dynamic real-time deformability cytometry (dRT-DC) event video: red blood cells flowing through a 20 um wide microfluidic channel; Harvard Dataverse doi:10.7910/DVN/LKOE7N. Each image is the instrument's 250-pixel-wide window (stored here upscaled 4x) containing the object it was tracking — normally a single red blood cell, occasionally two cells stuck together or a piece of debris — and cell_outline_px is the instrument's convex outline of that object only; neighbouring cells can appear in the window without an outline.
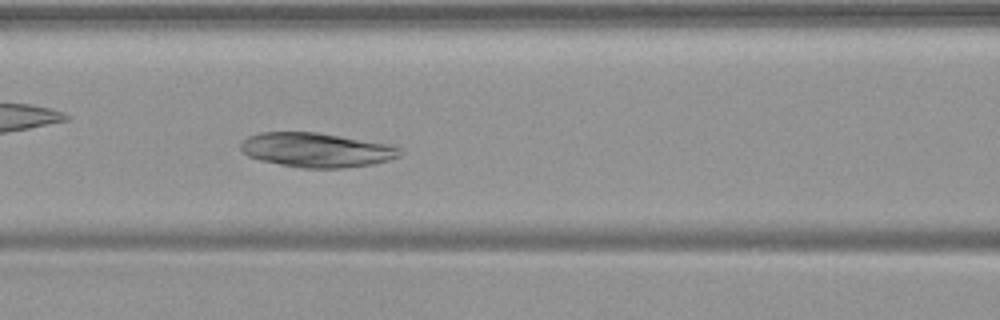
{"species": "common noctule bat (a hibernating species)", "species_latin": "Nyctalus noctula", "temperature_condition": "warm", "stored_images_in_passage": 29, "camera_frame_rate_fps": 3000, "um_per_image_px": 0.085, "animal": {"sex": "female", "body_mass_g": 19.9}, "frame": {"image": 1, "passage_image": 7, "time_ms": 2.0, "image_size_px": [1000, 320], "cell_outline_px": [[404, 152], [400, 156], [388, 160], [372, 164], [344, 168], [300, 168], [260, 160], [248, 156], [240, 148], [240, 140], [248, 136], [260, 132], [316, 132], [392, 144], [400, 148]], "centroid_in_image_um": [26.91, 12.74], "position_along_channel_um": 139.7, "area_um2": 32.19}}
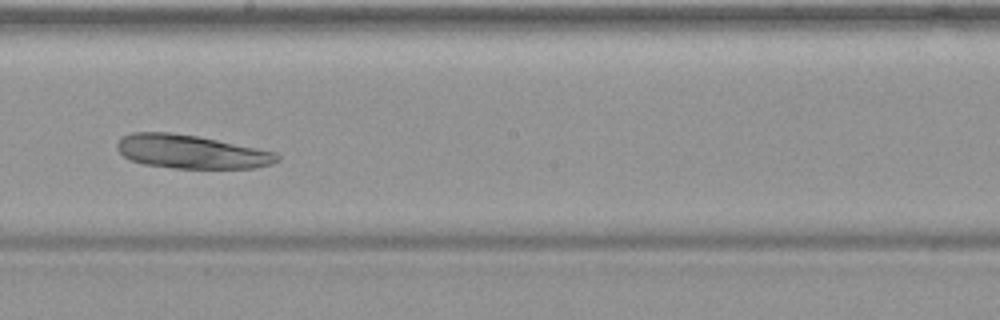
{"frame": {"image": 2, "passage_image": 14, "time_ms": 4.333, "image_size_px": [1000, 320], "cell_outline_px": [[280, 160], [272, 164], [256, 168], [172, 168], [144, 164], [132, 160], [124, 156], [116, 148], [116, 144], [124, 136], [132, 132], [168, 132], [196, 136], [276, 152], [280, 156]], "centroid_in_image_um": [16.26, 12.9], "position_along_channel_um": 231.9, "area_um2": 31.1}}
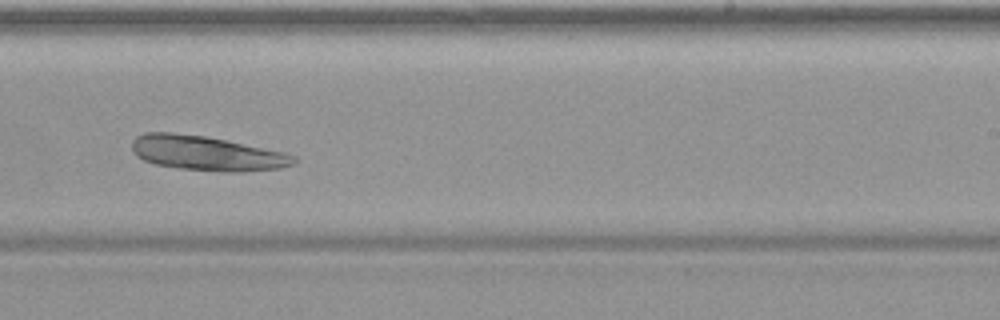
{"frame": {"image": 3, "passage_image": 17, "time_ms": 5.333, "image_size_px": [1000, 320], "cell_outline_px": [[296, 160], [292, 164], [280, 168], [240, 172], [224, 172], [180, 168], [156, 164], [144, 160], [136, 156], [132, 152], [132, 140], [136, 136], [144, 132], [172, 132], [204, 136], [284, 152], [296, 156]], "centroid_in_image_um": [17.52, 13.02], "position_along_channel_um": 271.5, "area_um2": 32.54}}